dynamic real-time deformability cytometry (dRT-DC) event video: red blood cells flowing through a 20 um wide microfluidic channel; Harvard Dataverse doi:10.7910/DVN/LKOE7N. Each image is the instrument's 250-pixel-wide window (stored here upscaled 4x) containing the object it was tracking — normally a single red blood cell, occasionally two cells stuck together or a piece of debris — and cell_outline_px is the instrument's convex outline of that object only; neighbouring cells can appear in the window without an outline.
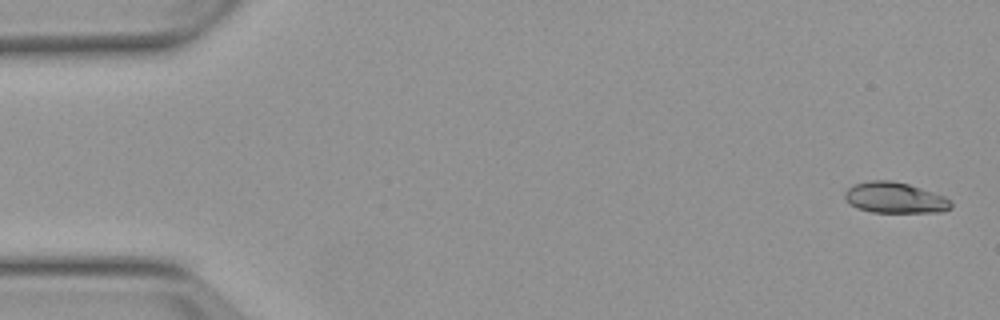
{"species": "Egyptian fruit bat (a non-hibernating species)", "species_latin": "Rousettus aegyptiacus", "temperature_condition": "warm", "stored_images_in_passage": 5, "segment_of_instrument_passage": [1, 2], "camera_frame_rate_fps": 3000, "um_per_image_px": 0.085, "animal": {"sex": "female"}, "frame": {"image": 1, "passage_image": 1, "time_ms": 0.0, "image_size_px": [1000, 320], "cell_outline_px": [[952, 208], [944, 212], [872, 212], [856, 208], [848, 204], [844, 196], [844, 192], [852, 184], [868, 180], [892, 180], [908, 184], [944, 196], [952, 200]], "centroid_in_image_um": [76.04, 16.81], "position_along_channel_um": 9.0, "area_um2": 19.36}}
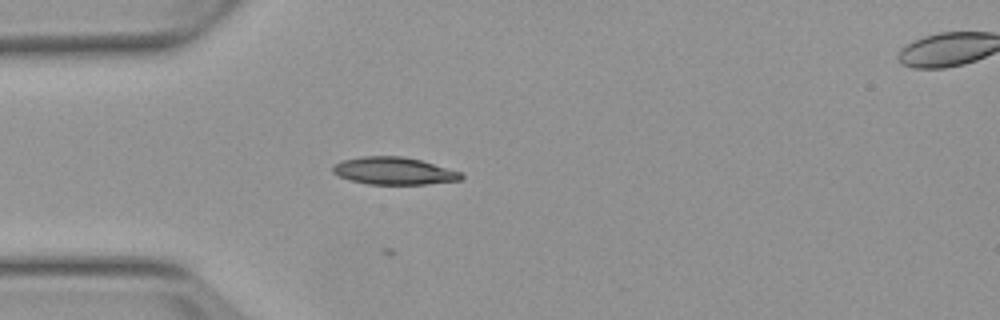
{"frame": {"image": 2, "passage_image": 4, "time_ms": 4.333, "image_size_px": [1000, 320], "cell_outline_px": [[464, 180], [428, 184], [368, 184], [352, 180], [340, 176], [332, 172], [332, 168], [340, 160], [360, 156], [404, 156], [420, 160], [460, 172], [464, 176]], "centroid_in_image_um": [33.49, 14.52], "position_along_channel_um": 51.5, "area_um2": 20.46}}